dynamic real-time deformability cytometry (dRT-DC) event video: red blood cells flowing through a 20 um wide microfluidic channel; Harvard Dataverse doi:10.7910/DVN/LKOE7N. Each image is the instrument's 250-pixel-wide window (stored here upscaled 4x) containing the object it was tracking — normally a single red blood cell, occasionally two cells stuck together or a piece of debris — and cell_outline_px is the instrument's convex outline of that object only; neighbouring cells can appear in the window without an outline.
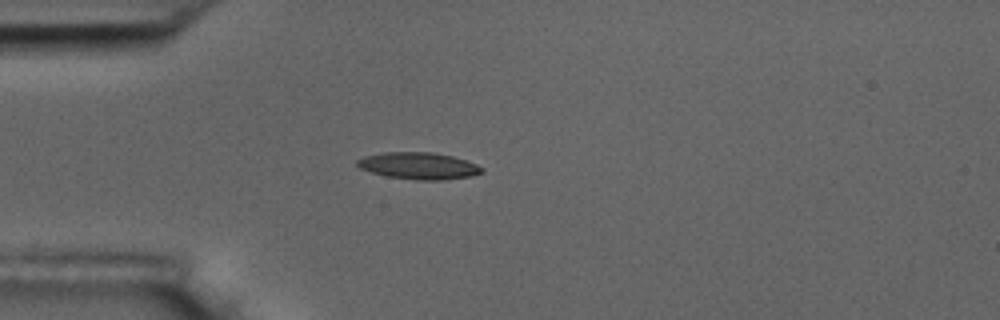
{"species": "common noctule bat (a hibernating species)", "species_latin": "Nyctalus noctula", "temperature_condition": "room temperature", "stored_images_in_passage": 7, "camera_frame_rate_fps": 3000, "um_per_image_px": 0.085, "animal": {"sex": "male", "body_mass_g": 17.5, "forearm_length_mm": 52.3}, "frame": {"image": 1, "passage_image": 3, "time_ms": 3.333, "image_size_px": [1000, 320], "cell_outline_px": [[484, 172], [472, 176], [444, 180], [420, 180], [388, 176], [372, 172], [360, 168], [356, 164], [356, 160], [364, 156], [384, 152], [432, 152], [452, 156], [476, 164], [484, 168]], "centroid_in_image_um": [35.6, 14.09], "position_along_channel_um": 49.4, "area_um2": 19.42}}
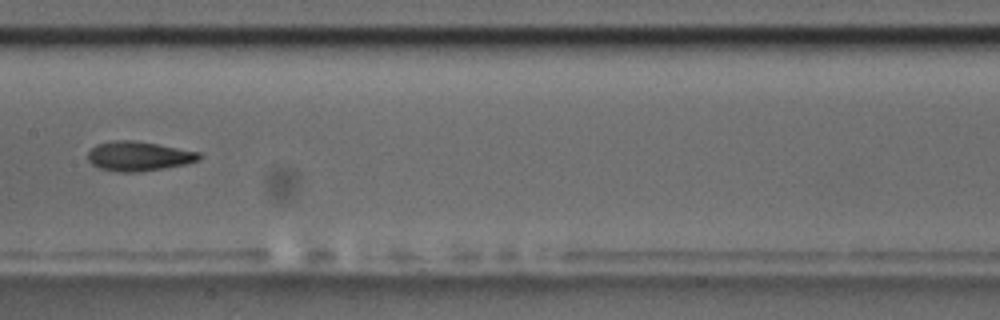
{"frame": {"image": 2, "passage_image": 7, "time_ms": 7.667, "image_size_px": [1000, 320], "cell_outline_px": [[200, 160], [184, 164], [164, 168], [140, 172], [120, 172], [100, 168], [92, 164], [88, 160], [88, 152], [96, 144], [112, 140], [132, 140], [156, 144], [200, 152]], "centroid_in_image_um": [11.76, 13.27], "position_along_channel_um": 195.6, "area_um2": 19.02}}